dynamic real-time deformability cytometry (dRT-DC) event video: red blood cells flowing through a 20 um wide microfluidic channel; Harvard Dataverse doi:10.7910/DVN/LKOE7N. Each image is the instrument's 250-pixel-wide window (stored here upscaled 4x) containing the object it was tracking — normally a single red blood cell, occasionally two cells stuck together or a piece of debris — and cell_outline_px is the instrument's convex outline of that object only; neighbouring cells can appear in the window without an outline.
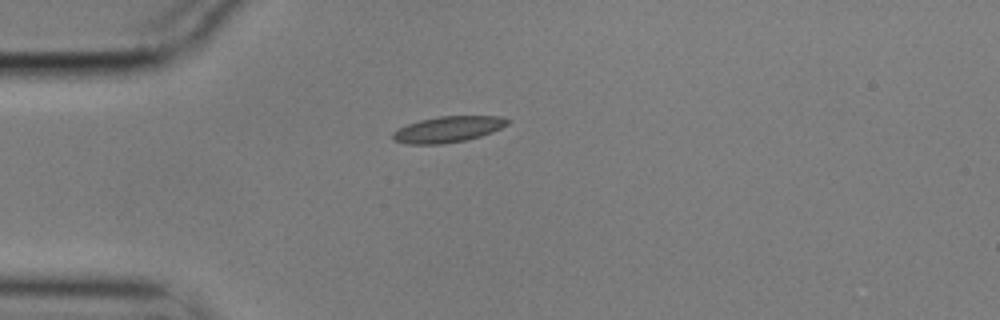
{"species": "common noctule bat (a hibernating species)", "species_latin": "Nyctalus noctula", "temperature_condition": "cold", "stored_images_in_passage": 43, "camera_frame_rate_fps": 3000, "um_per_image_px": 0.085, "animal": {"sex": "male", "body_mass_g": 17.9}, "frame": {"image": 1, "passage_image": 1, "time_ms": 0.0, "image_size_px": [1000, 320], "cell_outline_px": [[512, 120], [508, 124], [492, 132], [480, 136], [464, 140], [440, 144], [408, 144], [392, 140], [392, 132], [408, 124], [420, 120], [440, 116], [500, 116]], "centroid_in_image_um": [38.08, 10.99], "position_along_channel_um": 46.9, "area_um2": 17.28}}
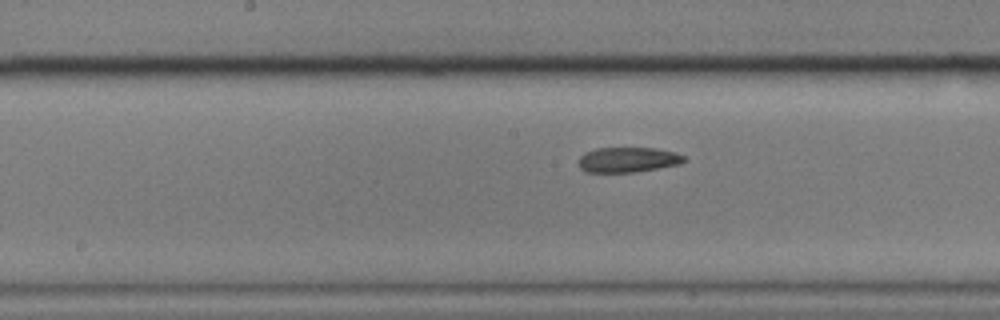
{"frame": {"image": 2, "passage_image": 15, "time_ms": 4.667, "image_size_px": [1000, 320], "cell_outline_px": [[688, 160], [680, 164], [632, 172], [584, 172], [580, 168], [580, 156], [584, 152], [596, 148], [656, 148], [676, 152], [684, 156]], "centroid_in_image_um": [53.38, 13.57], "position_along_channel_um": 194.8, "area_um2": 15.43}}
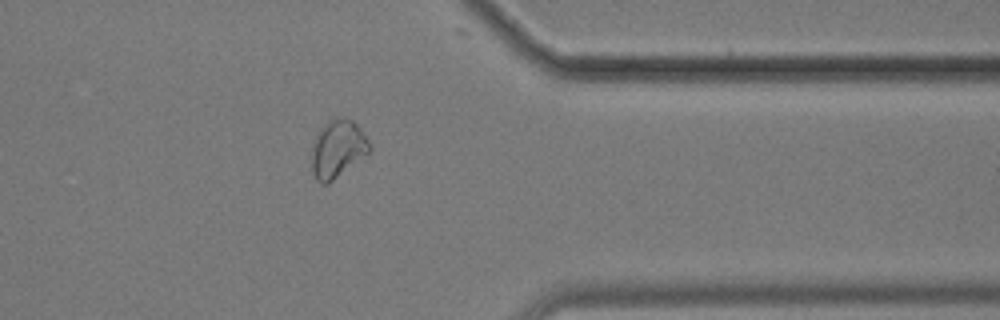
{"frame": {"image": 3, "passage_image": 32, "time_ms": 10.333, "image_size_px": [1000, 320], "cell_outline_px": [[372, 148], [368, 152], [328, 184], [320, 184], [316, 180], [312, 172], [312, 148], [316, 136], [320, 128], [328, 120], [336, 116], [344, 116], [352, 120], [360, 128], [372, 144]], "centroid_in_image_um": [28.69, 12.62], "position_along_channel_um": 382.7, "area_um2": 19.48}, "authors_computed_cell_mechanics": {"area_um2": 16.7042, "velocity_mm_per_s": 3.4993, "shape_relaxation_time_tau1_ms": null, "shape_relaxation_time_tau2_ms": 5.7364, "deformation_change_tau1": null, "deformation_change_tau2": 0.0953}}